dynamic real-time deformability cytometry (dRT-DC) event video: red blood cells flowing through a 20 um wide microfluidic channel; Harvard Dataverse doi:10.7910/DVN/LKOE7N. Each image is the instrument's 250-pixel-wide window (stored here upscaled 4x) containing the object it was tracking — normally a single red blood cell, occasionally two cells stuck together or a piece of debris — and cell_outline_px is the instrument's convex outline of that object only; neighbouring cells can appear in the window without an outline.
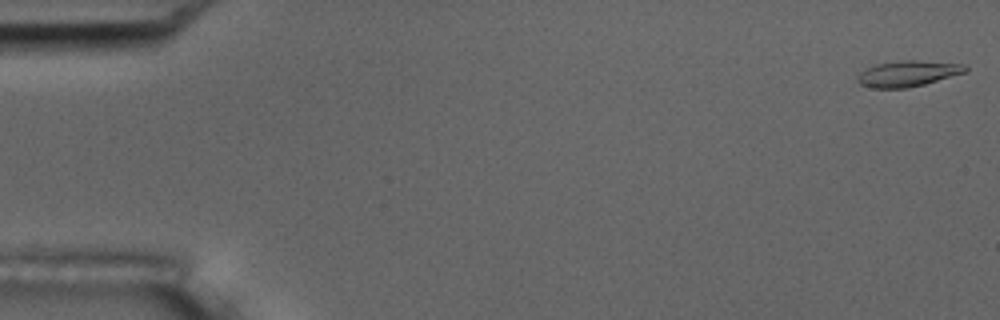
{"species": "common noctule bat (a hibernating species)", "species_latin": "Nyctalus noctula", "temperature_condition": "room temperature", "stored_images_in_passage": 57, "camera_frame_rate_fps": 3000, "um_per_image_px": 0.085, "animal": {"sex": "male", "body_mass_g": 17.5, "forearm_length_mm": 52.3}, "frame": {"image": 1, "passage_image": 1, "time_ms": 0.0, "image_size_px": [1000, 320], "cell_outline_px": [[968, 72], [924, 84], [908, 88], [872, 88], [860, 84], [856, 80], [856, 76], [860, 72], [876, 64], [904, 60], [916, 60], [964, 64], [968, 68]], "centroid_in_image_um": [77.18, 6.26], "position_along_channel_um": 7.8, "area_um2": 16.3}}
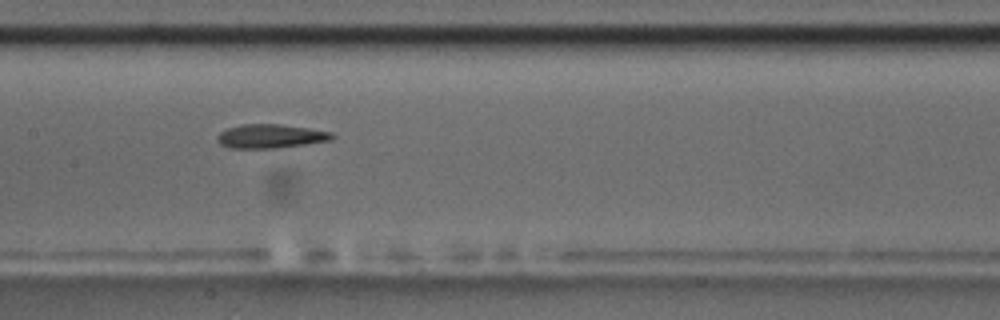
{"frame": {"image": 2, "passage_image": 28, "time_ms": 9.0, "image_size_px": [1000, 320], "cell_outline_px": [[336, 136], [332, 140], [276, 148], [232, 148], [220, 144], [216, 140], [216, 136], [220, 132], [228, 128], [240, 124], [280, 124], [308, 128], [332, 132]], "centroid_in_image_um": [22.99, 11.57], "position_along_channel_um": 184.4, "area_um2": 16.01}}
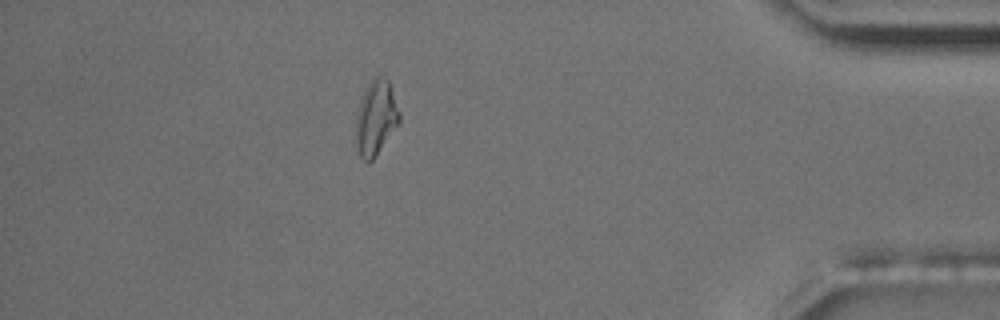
{"frame": {"image": 3, "passage_image": 50, "time_ms": 16.333, "image_size_px": [1000, 320], "cell_outline_px": [[400, 124], [372, 160], [368, 164], [360, 156], [356, 148], [356, 116], [360, 100], [364, 88], [376, 76], [380, 76], [388, 80], [400, 112]], "centroid_in_image_um": [31.95, 10.04], "position_along_channel_um": 403.3, "area_um2": 19.07}, "authors_computed_cell_mechanics": {"area_um2": 16.184, "velocity_mm_per_s": 3.565, "shape_relaxation_time_tau1_ms": null, "shape_relaxation_time_tau2_ms": 5.3939, "deformation_change_tau1": null, "deformation_change_tau2": 0.1528}}